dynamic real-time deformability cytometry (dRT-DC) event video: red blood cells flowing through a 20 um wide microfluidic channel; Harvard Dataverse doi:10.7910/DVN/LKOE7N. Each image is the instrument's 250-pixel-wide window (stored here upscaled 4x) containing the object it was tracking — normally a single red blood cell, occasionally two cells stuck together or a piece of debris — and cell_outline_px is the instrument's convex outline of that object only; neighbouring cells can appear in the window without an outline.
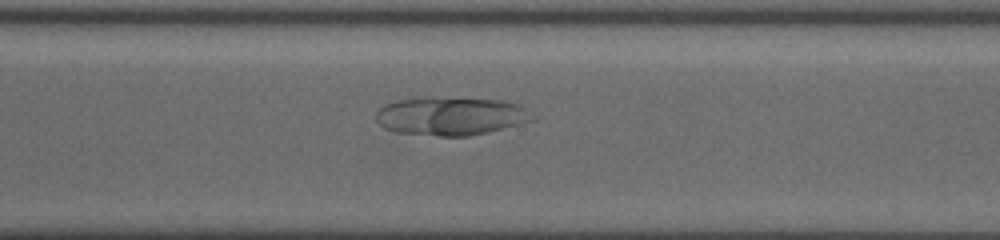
{"species": "common noctule bat (a hibernating species)", "species_latin": "Nyctalus noctula", "temperature_condition": "cold", "stored_images_in_passage": 44, "camera_frame_rate_fps": 3000, "um_per_image_px": 0.085, "animal": {"sex": "female", "body_mass_g": 19.5, "forearm_length_mm": 54.1}, "frame": {"image": 1, "passage_image": 31, "time_ms": 10.0, "image_size_px": [1000, 240], "cell_outline_px": [[524, 108], [520, 120], [516, 124], [468, 136], [440, 136], [396, 132], [384, 128], [376, 120], [376, 112], [384, 104], [396, 100], [416, 96], [428, 96], [500, 100], [516, 104]], "centroid_in_image_um": [38.03, 9.83], "position_along_channel_um": 332.6, "area_um2": 33.99}}
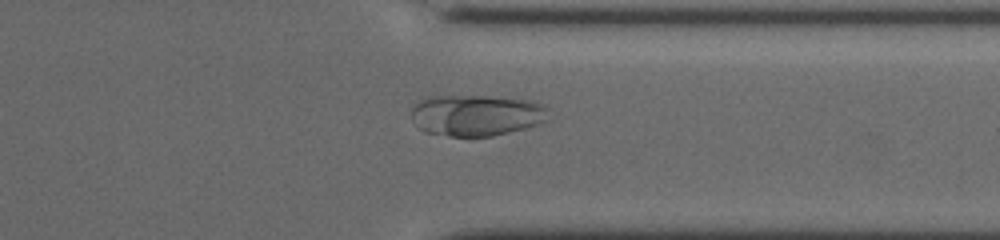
{"frame": {"image": 2, "passage_image": 34, "time_ms": 11.0, "image_size_px": [1000, 240], "cell_outline_px": [[548, 120], [540, 124], [492, 136], [448, 136], [424, 132], [420, 128], [412, 112], [412, 108], [420, 100], [428, 96], [512, 96], [536, 100], [544, 104]], "centroid_in_image_um": [40.57, 9.77], "position_along_channel_um": 370.8, "area_um2": 33.23}}